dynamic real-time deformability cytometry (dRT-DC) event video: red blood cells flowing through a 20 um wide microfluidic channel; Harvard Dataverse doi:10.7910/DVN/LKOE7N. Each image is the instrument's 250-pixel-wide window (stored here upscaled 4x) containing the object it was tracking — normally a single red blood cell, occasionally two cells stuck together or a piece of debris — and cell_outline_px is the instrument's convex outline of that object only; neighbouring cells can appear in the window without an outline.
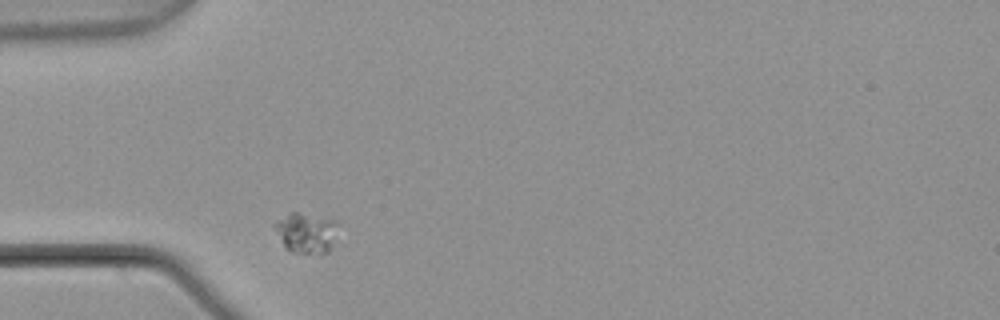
{"species": "common noctule bat (a hibernating species)", "species_latin": "Nyctalus noctula", "temperature_condition": "warm", "stored_images_in_passage": 1, "camera_frame_rate_fps": 3000, "um_per_image_px": 0.085, "animal": {"sex": "male", "body_mass_g": 21.5, "forearm_length_mm": 52.0}, "frame": {"image": 1, "passage_image": 1, "time_ms": 0.0, "image_size_px": [1000, 320], "cell_outline_px": [[340, 224], [328, 252], [292, 252], [284, 244], [272, 224], [276, 220], [288, 212], [300, 212], [336, 220]], "centroid_in_image_um": [26.03, 19.72], "position_along_channel_um": 59.0, "area_um2": 14.68}}